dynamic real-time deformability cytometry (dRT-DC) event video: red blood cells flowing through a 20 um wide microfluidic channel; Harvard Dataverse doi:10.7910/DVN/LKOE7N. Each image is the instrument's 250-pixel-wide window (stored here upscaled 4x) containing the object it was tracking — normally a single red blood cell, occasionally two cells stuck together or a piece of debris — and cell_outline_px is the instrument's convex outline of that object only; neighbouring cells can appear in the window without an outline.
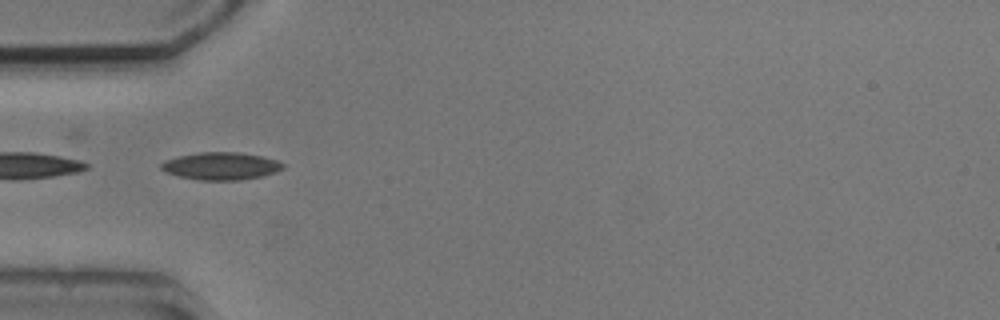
{"species": "common noctule bat (a hibernating species)", "species_latin": "Nyctalus noctula", "temperature_condition": "cold", "stored_images_in_passage": 2, "camera_frame_rate_fps": 3000, "um_per_image_px": 0.085, "animal": {"sex": "male", "body_mass_g": 20.5, "forearm_length_mm": 52.5}, "frame": {"image": 1, "passage_image": 1, "time_ms": 0.0, "image_size_px": [1000, 320], "cell_outline_px": [[284, 168], [276, 172], [264, 176], [240, 180], [200, 180], [180, 176], [168, 172], [160, 168], [160, 164], [164, 160], [180, 156], [200, 152], [240, 152], [264, 156], [276, 160], [284, 164]], "centroid_in_image_um": [18.83, 14.11], "position_along_channel_um": 66.2, "area_um2": 19.54}}